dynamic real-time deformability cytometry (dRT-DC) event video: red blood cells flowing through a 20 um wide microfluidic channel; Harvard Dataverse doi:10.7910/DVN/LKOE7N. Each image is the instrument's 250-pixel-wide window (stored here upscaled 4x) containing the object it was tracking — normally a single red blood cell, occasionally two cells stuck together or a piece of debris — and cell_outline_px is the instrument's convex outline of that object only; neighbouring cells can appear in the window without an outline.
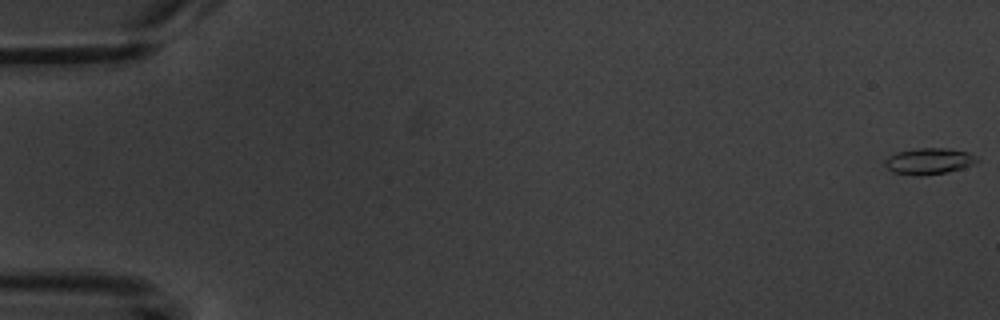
{"species": "common noctule bat (a hibernating species)", "species_latin": "Nyctalus noctula", "temperature_condition": "warm", "stored_images_in_passage": 7, "camera_frame_rate_fps": 3000, "um_per_image_px": 0.085, "animal": {"sex": "male", "body_mass_g": 20.1, "forearm_length_mm": 53.5}, "frame": {"image": 1, "passage_image": 1, "time_ms": 0.0, "image_size_px": [1000, 320], "cell_outline_px": [[980, 160], [964, 168], [944, 172], [920, 176], [892, 172], [884, 164], [884, 160], [888, 156], [896, 152], [916, 148], [944, 148], [968, 152], [976, 156]], "centroid_in_image_um": [78.94, 13.69], "position_along_channel_um": 6.1, "area_um2": 14.05}}
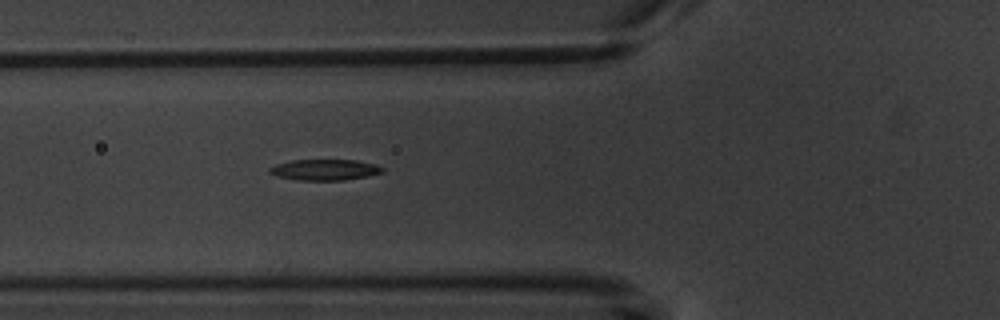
{"frame": {"image": 2, "passage_image": 7, "time_ms": 7.0, "image_size_px": [1000, 320], "cell_outline_px": [[384, 172], [368, 176], [344, 180], [296, 180], [276, 176], [268, 172], [268, 168], [276, 164], [292, 160], [356, 160], [376, 164], [384, 168]], "centroid_in_image_um": [27.6, 14.43], "position_along_channel_um": 98.2, "area_um2": 13.87}}